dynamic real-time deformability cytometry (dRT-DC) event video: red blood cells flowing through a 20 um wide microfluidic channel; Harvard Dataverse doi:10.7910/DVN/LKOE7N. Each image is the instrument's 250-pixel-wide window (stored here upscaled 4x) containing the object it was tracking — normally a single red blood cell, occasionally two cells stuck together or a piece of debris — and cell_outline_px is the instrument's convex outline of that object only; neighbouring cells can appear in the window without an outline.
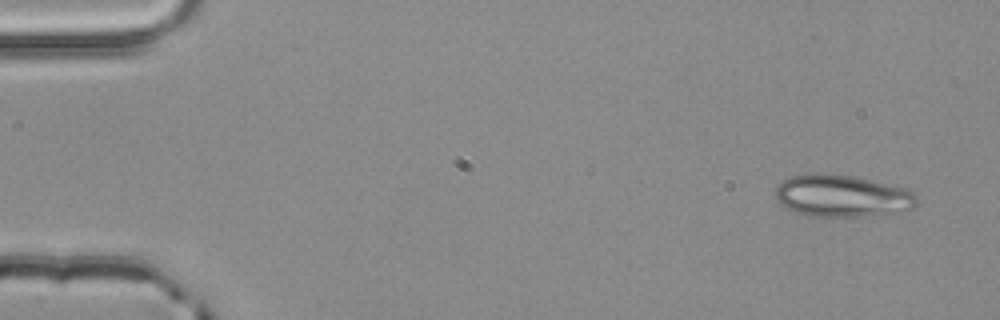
{"species": "common noctule bat (a hibernating species)", "species_latin": "Nyctalus noctula", "temperature_condition": "room temperature", "stored_images_in_passage": 4, "camera_frame_rate_fps": 3000, "um_per_image_px": 0.085, "animal": {"sex": "male", "body_mass_g": 20.4}, "frame": {"image": 1, "passage_image": 1, "time_ms": 0.0, "image_size_px": [1000, 320], "cell_outline_px": [[916, 204], [908, 212], [860, 216], [804, 216], [792, 212], [780, 204], [776, 196], [776, 188], [784, 180], [792, 176], [812, 172], [824, 172], [852, 176], [904, 188], [912, 192], [916, 196]], "centroid_in_image_um": [71.55, 16.66], "position_along_channel_um": 13.4, "area_um2": 34.85}}